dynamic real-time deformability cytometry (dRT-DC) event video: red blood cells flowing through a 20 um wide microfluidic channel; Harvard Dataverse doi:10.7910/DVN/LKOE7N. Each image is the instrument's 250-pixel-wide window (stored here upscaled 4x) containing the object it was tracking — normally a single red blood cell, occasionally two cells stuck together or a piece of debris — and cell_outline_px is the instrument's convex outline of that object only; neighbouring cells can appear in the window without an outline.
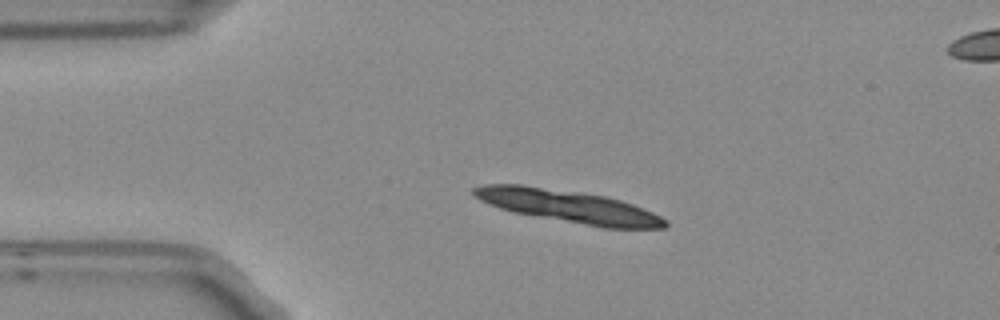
{"species": "Egyptian fruit bat (a non-hibernating species)", "species_latin": "Rousettus aegyptiacus", "temperature_condition": "room temperature", "stored_images_in_passage": 4, "camera_frame_rate_fps": 3000, "um_per_image_px": 0.085, "frame": {"image": 1, "passage_image": 3, "time_ms": 0.667, "image_size_px": [1000, 320], "cell_outline_px": [[668, 224], [664, 228], [604, 228], [512, 212], [488, 204], [472, 196], [472, 188], [484, 184], [520, 184], [604, 196], [620, 200], [632, 204], [652, 212], [668, 220]], "centroid_in_image_um": [48.29, 17.54], "position_along_channel_um": 36.7, "area_um2": 36.07}}